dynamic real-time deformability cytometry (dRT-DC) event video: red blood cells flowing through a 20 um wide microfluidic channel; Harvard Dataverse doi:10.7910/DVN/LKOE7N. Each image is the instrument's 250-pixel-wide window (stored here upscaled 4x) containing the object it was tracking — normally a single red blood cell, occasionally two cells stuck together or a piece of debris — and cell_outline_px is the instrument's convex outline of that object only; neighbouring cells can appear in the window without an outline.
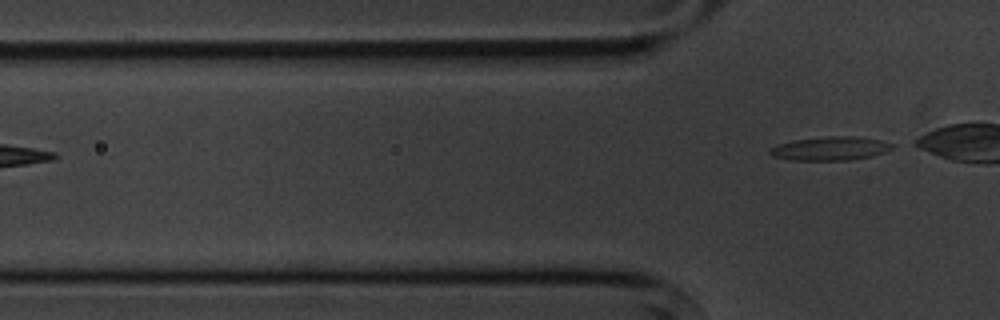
{"species": "common noctule bat (a hibernating species)", "species_latin": "Nyctalus noctula", "temperature_condition": "cold", "stored_images_in_passage": 3, "camera_frame_rate_fps": 3000, "um_per_image_px": 0.085, "animal": {"sex": "male", "body_mass_g": 20.1, "forearm_length_mm": 53.5}, "frame": {"image": 1, "passage_image": 3, "time_ms": 2.333, "image_size_px": [1000, 320], "cell_outline_px": [[896, 144], [892, 148], [884, 152], [872, 156], [848, 160], [792, 160], [772, 156], [768, 152], [768, 148], [776, 144], [796, 140], [828, 136], [856, 136], [880, 140]], "centroid_in_image_um": [70.56, 12.62], "position_along_channel_um": 55.2, "area_um2": 16.94}}